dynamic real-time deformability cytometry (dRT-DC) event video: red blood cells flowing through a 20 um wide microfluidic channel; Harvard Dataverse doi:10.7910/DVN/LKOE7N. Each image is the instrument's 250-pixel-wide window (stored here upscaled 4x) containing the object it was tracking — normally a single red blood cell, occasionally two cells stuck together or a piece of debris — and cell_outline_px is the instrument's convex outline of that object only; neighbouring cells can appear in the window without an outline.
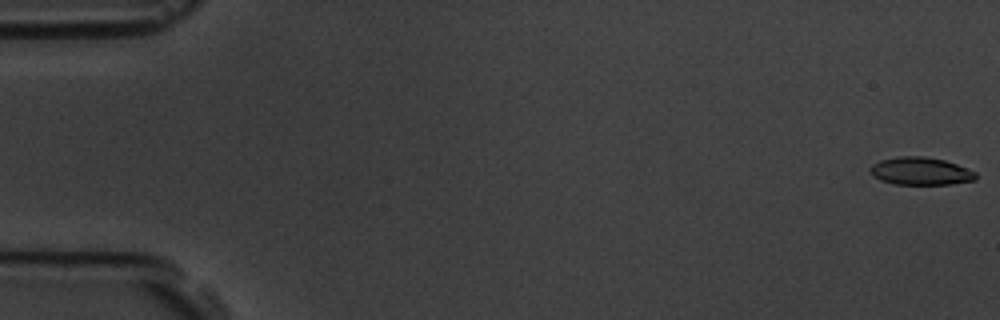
{"species": "common noctule bat (a hibernating species)", "species_latin": "Nyctalus noctula", "temperature_condition": "room temperature", "stored_images_in_passage": 9, "camera_frame_rate_fps": 3000, "um_per_image_px": 0.085, "animal": {"sex": "male", "body_mass_g": 19.5, "forearm_length_mm": 54.6}, "frame": {"image": 1, "passage_image": 1, "time_ms": 0.0, "image_size_px": [1000, 320], "cell_outline_px": [[976, 180], [948, 184], [892, 184], [880, 180], [872, 176], [868, 168], [872, 164], [880, 160], [896, 156], [924, 156], [944, 160], [956, 164], [976, 172]], "centroid_in_image_um": [78.2, 14.54], "position_along_channel_um": 6.8, "area_um2": 17.17}}
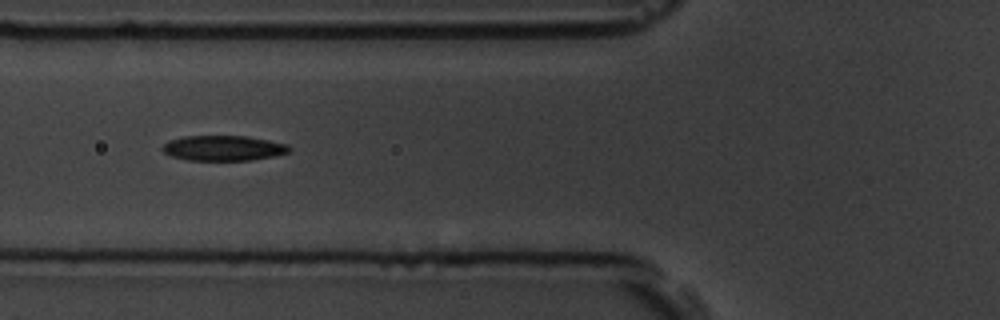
{"frame": {"image": 2, "passage_image": 7, "time_ms": 6.667, "image_size_px": [1000, 320], "cell_outline_px": [[292, 148], [288, 152], [272, 156], [252, 160], [188, 160], [172, 156], [164, 152], [160, 148], [168, 140], [184, 136], [244, 136], [268, 140], [288, 144]], "centroid_in_image_um": [18.97, 12.58], "position_along_channel_um": 106.8, "area_um2": 18.55}}
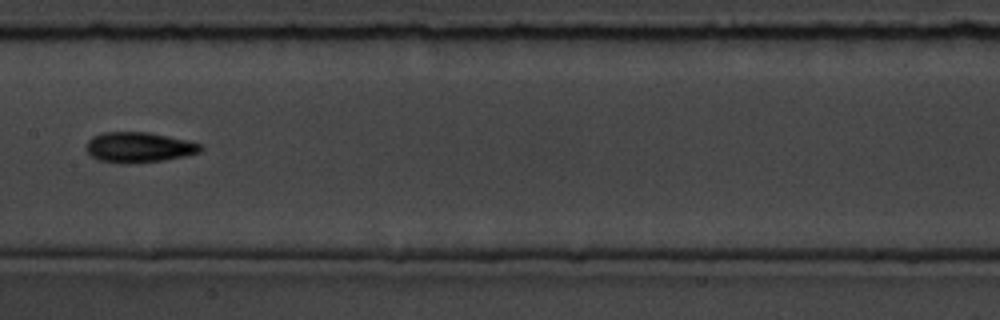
{"frame": {"image": 3, "passage_image": 9, "time_ms": 9.0, "image_size_px": [1000, 320], "cell_outline_px": [[204, 148], [200, 152], [184, 156], [164, 160], [132, 164], [120, 164], [100, 160], [92, 156], [84, 148], [88, 140], [92, 136], [100, 132], [148, 132], [188, 140], [200, 144]], "centroid_in_image_um": [11.78, 12.52], "position_along_channel_um": 195.6, "area_um2": 20.46}}